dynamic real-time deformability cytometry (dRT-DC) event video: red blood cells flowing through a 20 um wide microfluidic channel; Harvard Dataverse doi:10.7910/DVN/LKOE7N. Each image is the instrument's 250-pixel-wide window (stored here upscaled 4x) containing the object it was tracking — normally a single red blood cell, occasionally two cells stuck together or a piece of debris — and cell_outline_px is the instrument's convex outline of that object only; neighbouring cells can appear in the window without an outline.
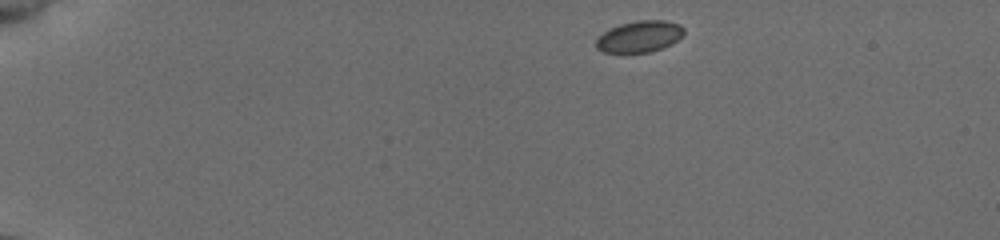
{"species": "common noctule bat (a hibernating species)", "species_latin": "Nyctalus noctula", "temperature_condition": "cold", "stored_images_in_passage": 45, "camera_frame_rate_fps": 3000, "um_per_image_px": 0.085, "animal": {"sex": "female", "body_mass_g": 19.5, "forearm_length_mm": 54.1}, "frame": {"image": 1, "passage_image": 1, "time_ms": 0.0, "image_size_px": [1000, 240], "cell_outline_px": [[684, 32], [672, 44], [652, 52], [624, 56], [604, 52], [596, 48], [596, 40], [604, 32], [620, 24], [640, 20], [664, 20], [680, 24], [684, 28]], "centroid_in_image_um": [54.33, 3.16], "position_along_channel_um": 30.7, "area_um2": 16.59}}
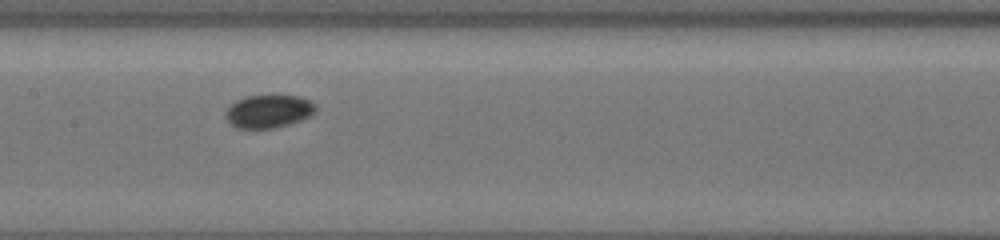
{"frame": {"image": 2, "passage_image": 20, "time_ms": 6.333, "image_size_px": [1000, 240], "cell_outline_px": [[316, 108], [308, 116], [300, 120], [276, 128], [236, 128], [224, 116], [224, 112], [236, 100], [248, 96], [300, 96], [312, 100], [316, 104]], "centroid_in_image_um": [22.82, 9.46], "position_along_channel_um": 184.6, "area_um2": 17.17}}
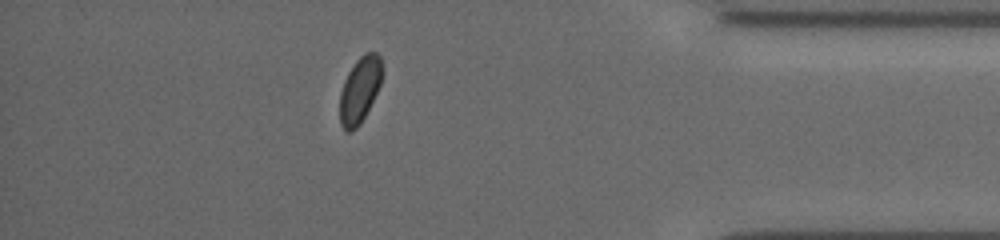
{"frame": {"image": 3, "passage_image": 39, "time_ms": 12.667, "image_size_px": [1000, 240], "cell_outline_px": [[384, 72], [380, 84], [360, 124], [352, 132], [348, 132], [340, 124], [340, 92], [344, 80], [348, 72], [356, 60], [364, 52], [376, 52], [380, 56]], "centroid_in_image_um": [30.58, 7.6], "position_along_channel_um": 404.6, "area_um2": 16.24}}